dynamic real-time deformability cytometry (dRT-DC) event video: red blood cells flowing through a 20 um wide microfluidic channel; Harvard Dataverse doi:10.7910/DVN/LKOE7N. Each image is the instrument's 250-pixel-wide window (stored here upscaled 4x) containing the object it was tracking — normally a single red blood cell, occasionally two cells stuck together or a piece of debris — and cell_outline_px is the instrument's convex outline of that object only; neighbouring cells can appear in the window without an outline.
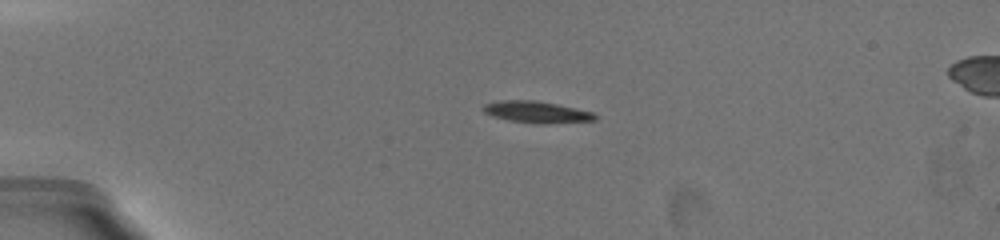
{"species": "common noctule bat (a hibernating species)", "species_latin": "Nyctalus noctula", "temperature_condition": "warm", "stored_images_in_passage": 8, "camera_frame_rate_fps": 3000, "um_per_image_px": 0.085, "animal": {"sex": "female", "body_mass_g": 19.5, "forearm_length_mm": 54.1}, "frame": {"image": 1, "passage_image": 1, "time_ms": 0.0, "image_size_px": [1000, 240], "cell_outline_px": [[596, 120], [512, 120], [496, 116], [484, 112], [484, 104], [504, 100], [532, 100], [556, 104], [592, 112], [596, 116]], "centroid_in_image_um": [45.54, 9.44], "position_along_channel_um": 39.5, "area_um2": 12.31}}